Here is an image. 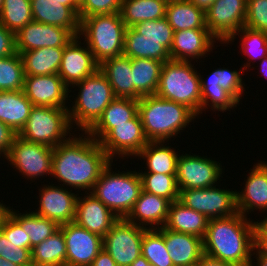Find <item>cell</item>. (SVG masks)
Segmentation results:
<instances>
[{
    "label": "cell",
    "instance_id": "1",
    "mask_svg": "<svg viewBox=\"0 0 267 266\" xmlns=\"http://www.w3.org/2000/svg\"><path fill=\"white\" fill-rule=\"evenodd\" d=\"M78 134L53 149L51 176L63 182L60 186L87 193L112 160L87 132Z\"/></svg>",
    "mask_w": 267,
    "mask_h": 266
},
{
    "label": "cell",
    "instance_id": "2",
    "mask_svg": "<svg viewBox=\"0 0 267 266\" xmlns=\"http://www.w3.org/2000/svg\"><path fill=\"white\" fill-rule=\"evenodd\" d=\"M254 249V222L239 212L208 221L203 238L204 254L231 263L249 266Z\"/></svg>",
    "mask_w": 267,
    "mask_h": 266
},
{
    "label": "cell",
    "instance_id": "3",
    "mask_svg": "<svg viewBox=\"0 0 267 266\" xmlns=\"http://www.w3.org/2000/svg\"><path fill=\"white\" fill-rule=\"evenodd\" d=\"M138 113L148 141L169 142L197 117L186 105L156 95L141 97L138 100Z\"/></svg>",
    "mask_w": 267,
    "mask_h": 266
},
{
    "label": "cell",
    "instance_id": "4",
    "mask_svg": "<svg viewBox=\"0 0 267 266\" xmlns=\"http://www.w3.org/2000/svg\"><path fill=\"white\" fill-rule=\"evenodd\" d=\"M78 87V94L68 104L72 128L87 132L102 116L105 108L116 98L106 76L98 69L94 74L72 86ZM74 124V125H73Z\"/></svg>",
    "mask_w": 267,
    "mask_h": 266
},
{
    "label": "cell",
    "instance_id": "5",
    "mask_svg": "<svg viewBox=\"0 0 267 266\" xmlns=\"http://www.w3.org/2000/svg\"><path fill=\"white\" fill-rule=\"evenodd\" d=\"M112 164L113 161L102 171L90 193L118 218H126L142 191L141 178L136 169L112 171Z\"/></svg>",
    "mask_w": 267,
    "mask_h": 266
},
{
    "label": "cell",
    "instance_id": "6",
    "mask_svg": "<svg viewBox=\"0 0 267 266\" xmlns=\"http://www.w3.org/2000/svg\"><path fill=\"white\" fill-rule=\"evenodd\" d=\"M193 66L191 61L164 62L155 95L186 105L198 117L201 114V78Z\"/></svg>",
    "mask_w": 267,
    "mask_h": 266
},
{
    "label": "cell",
    "instance_id": "7",
    "mask_svg": "<svg viewBox=\"0 0 267 266\" xmlns=\"http://www.w3.org/2000/svg\"><path fill=\"white\" fill-rule=\"evenodd\" d=\"M126 25L120 13L92 15L80 21L79 36L100 64L108 58L123 55Z\"/></svg>",
    "mask_w": 267,
    "mask_h": 266
},
{
    "label": "cell",
    "instance_id": "8",
    "mask_svg": "<svg viewBox=\"0 0 267 266\" xmlns=\"http://www.w3.org/2000/svg\"><path fill=\"white\" fill-rule=\"evenodd\" d=\"M72 129L68 108L33 106L18 136L33 143L55 148L74 134L70 133Z\"/></svg>",
    "mask_w": 267,
    "mask_h": 266
},
{
    "label": "cell",
    "instance_id": "9",
    "mask_svg": "<svg viewBox=\"0 0 267 266\" xmlns=\"http://www.w3.org/2000/svg\"><path fill=\"white\" fill-rule=\"evenodd\" d=\"M244 68L230 70L228 68H218L211 72L210 76L204 80L200 74L201 84V114L206 109L216 111H231L239 106L242 94L245 91V83L242 78ZM210 102V104H209Z\"/></svg>",
    "mask_w": 267,
    "mask_h": 266
},
{
    "label": "cell",
    "instance_id": "10",
    "mask_svg": "<svg viewBox=\"0 0 267 266\" xmlns=\"http://www.w3.org/2000/svg\"><path fill=\"white\" fill-rule=\"evenodd\" d=\"M215 186L203 189L179 190V201L185 206L200 212L209 220L224 218L238 213L237 190Z\"/></svg>",
    "mask_w": 267,
    "mask_h": 266
},
{
    "label": "cell",
    "instance_id": "11",
    "mask_svg": "<svg viewBox=\"0 0 267 266\" xmlns=\"http://www.w3.org/2000/svg\"><path fill=\"white\" fill-rule=\"evenodd\" d=\"M53 149L47 145L27 141L17 135L6 160L25 179L33 181L43 175L51 176Z\"/></svg>",
    "mask_w": 267,
    "mask_h": 266
},
{
    "label": "cell",
    "instance_id": "12",
    "mask_svg": "<svg viewBox=\"0 0 267 266\" xmlns=\"http://www.w3.org/2000/svg\"><path fill=\"white\" fill-rule=\"evenodd\" d=\"M145 230L126 218H119L103 237V249L108 252L117 266H129L141 255Z\"/></svg>",
    "mask_w": 267,
    "mask_h": 266
},
{
    "label": "cell",
    "instance_id": "13",
    "mask_svg": "<svg viewBox=\"0 0 267 266\" xmlns=\"http://www.w3.org/2000/svg\"><path fill=\"white\" fill-rule=\"evenodd\" d=\"M189 154L179 153L177 159L176 179L179 190L203 189L217 185L224 170L221 163L207 156L191 155V152Z\"/></svg>",
    "mask_w": 267,
    "mask_h": 266
},
{
    "label": "cell",
    "instance_id": "14",
    "mask_svg": "<svg viewBox=\"0 0 267 266\" xmlns=\"http://www.w3.org/2000/svg\"><path fill=\"white\" fill-rule=\"evenodd\" d=\"M247 0H215L206 11V27L221 44L245 26Z\"/></svg>",
    "mask_w": 267,
    "mask_h": 266
},
{
    "label": "cell",
    "instance_id": "15",
    "mask_svg": "<svg viewBox=\"0 0 267 266\" xmlns=\"http://www.w3.org/2000/svg\"><path fill=\"white\" fill-rule=\"evenodd\" d=\"M139 113L131 120L112 128L100 141L102 149L113 161L114 157L128 159L135 156L147 145Z\"/></svg>",
    "mask_w": 267,
    "mask_h": 266
},
{
    "label": "cell",
    "instance_id": "16",
    "mask_svg": "<svg viewBox=\"0 0 267 266\" xmlns=\"http://www.w3.org/2000/svg\"><path fill=\"white\" fill-rule=\"evenodd\" d=\"M66 243L65 266H90L103 249V238L75 222L62 224Z\"/></svg>",
    "mask_w": 267,
    "mask_h": 266
},
{
    "label": "cell",
    "instance_id": "17",
    "mask_svg": "<svg viewBox=\"0 0 267 266\" xmlns=\"http://www.w3.org/2000/svg\"><path fill=\"white\" fill-rule=\"evenodd\" d=\"M59 186V187H58ZM42 185L39 189V207L35 214L55 221L59 226L74 222L78 193L63 186ZM69 189V191H68Z\"/></svg>",
    "mask_w": 267,
    "mask_h": 266
},
{
    "label": "cell",
    "instance_id": "18",
    "mask_svg": "<svg viewBox=\"0 0 267 266\" xmlns=\"http://www.w3.org/2000/svg\"><path fill=\"white\" fill-rule=\"evenodd\" d=\"M69 89L58 74L24 77L23 92L33 106L68 108Z\"/></svg>",
    "mask_w": 267,
    "mask_h": 266
},
{
    "label": "cell",
    "instance_id": "19",
    "mask_svg": "<svg viewBox=\"0 0 267 266\" xmlns=\"http://www.w3.org/2000/svg\"><path fill=\"white\" fill-rule=\"evenodd\" d=\"M84 43H81L80 36H76L64 47L58 75L68 87L84 80L99 69V63Z\"/></svg>",
    "mask_w": 267,
    "mask_h": 266
},
{
    "label": "cell",
    "instance_id": "20",
    "mask_svg": "<svg viewBox=\"0 0 267 266\" xmlns=\"http://www.w3.org/2000/svg\"><path fill=\"white\" fill-rule=\"evenodd\" d=\"M74 36L65 28L31 21L15 34L18 53L42 47L64 48Z\"/></svg>",
    "mask_w": 267,
    "mask_h": 266
},
{
    "label": "cell",
    "instance_id": "21",
    "mask_svg": "<svg viewBox=\"0 0 267 266\" xmlns=\"http://www.w3.org/2000/svg\"><path fill=\"white\" fill-rule=\"evenodd\" d=\"M82 196L78 193L74 222L103 238L119 218L90 192Z\"/></svg>",
    "mask_w": 267,
    "mask_h": 266
},
{
    "label": "cell",
    "instance_id": "22",
    "mask_svg": "<svg viewBox=\"0 0 267 266\" xmlns=\"http://www.w3.org/2000/svg\"><path fill=\"white\" fill-rule=\"evenodd\" d=\"M217 39L209 29H186L174 31L172 47L169 51L171 60L193 61L206 58L214 48Z\"/></svg>",
    "mask_w": 267,
    "mask_h": 266
},
{
    "label": "cell",
    "instance_id": "23",
    "mask_svg": "<svg viewBox=\"0 0 267 266\" xmlns=\"http://www.w3.org/2000/svg\"><path fill=\"white\" fill-rule=\"evenodd\" d=\"M248 173L244 189L236 192L238 212L246 217L257 209L267 212V162L258 161Z\"/></svg>",
    "mask_w": 267,
    "mask_h": 266
},
{
    "label": "cell",
    "instance_id": "24",
    "mask_svg": "<svg viewBox=\"0 0 267 266\" xmlns=\"http://www.w3.org/2000/svg\"><path fill=\"white\" fill-rule=\"evenodd\" d=\"M170 204L168 199L142 190L126 219L145 229H159L166 224Z\"/></svg>",
    "mask_w": 267,
    "mask_h": 266
},
{
    "label": "cell",
    "instance_id": "25",
    "mask_svg": "<svg viewBox=\"0 0 267 266\" xmlns=\"http://www.w3.org/2000/svg\"><path fill=\"white\" fill-rule=\"evenodd\" d=\"M164 236L166 249L174 266H196L204 254L203 239L197 236L169 230L158 229Z\"/></svg>",
    "mask_w": 267,
    "mask_h": 266
},
{
    "label": "cell",
    "instance_id": "26",
    "mask_svg": "<svg viewBox=\"0 0 267 266\" xmlns=\"http://www.w3.org/2000/svg\"><path fill=\"white\" fill-rule=\"evenodd\" d=\"M32 16L36 22L67 29L74 37L79 36L80 20L69 7L58 0H31Z\"/></svg>",
    "mask_w": 267,
    "mask_h": 266
},
{
    "label": "cell",
    "instance_id": "27",
    "mask_svg": "<svg viewBox=\"0 0 267 266\" xmlns=\"http://www.w3.org/2000/svg\"><path fill=\"white\" fill-rule=\"evenodd\" d=\"M138 114V100L115 98L87 133L98 142L117 125L126 123Z\"/></svg>",
    "mask_w": 267,
    "mask_h": 266
},
{
    "label": "cell",
    "instance_id": "28",
    "mask_svg": "<svg viewBox=\"0 0 267 266\" xmlns=\"http://www.w3.org/2000/svg\"><path fill=\"white\" fill-rule=\"evenodd\" d=\"M99 69L108 79L116 98L134 99L131 58L121 55L105 59Z\"/></svg>",
    "mask_w": 267,
    "mask_h": 266
},
{
    "label": "cell",
    "instance_id": "29",
    "mask_svg": "<svg viewBox=\"0 0 267 266\" xmlns=\"http://www.w3.org/2000/svg\"><path fill=\"white\" fill-rule=\"evenodd\" d=\"M208 221L209 219L205 215L176 200L170 204L168 218L164 227L203 239L207 231Z\"/></svg>",
    "mask_w": 267,
    "mask_h": 266
},
{
    "label": "cell",
    "instance_id": "30",
    "mask_svg": "<svg viewBox=\"0 0 267 266\" xmlns=\"http://www.w3.org/2000/svg\"><path fill=\"white\" fill-rule=\"evenodd\" d=\"M32 107L23 90L0 91V121L17 134L25 126Z\"/></svg>",
    "mask_w": 267,
    "mask_h": 266
},
{
    "label": "cell",
    "instance_id": "31",
    "mask_svg": "<svg viewBox=\"0 0 267 266\" xmlns=\"http://www.w3.org/2000/svg\"><path fill=\"white\" fill-rule=\"evenodd\" d=\"M166 143V144H165ZM168 141H149L147 145L136 155L146 160L147 171L139 170V173H159L176 175L178 152L167 145ZM165 144V145H164ZM171 147V148H170Z\"/></svg>",
    "mask_w": 267,
    "mask_h": 266
},
{
    "label": "cell",
    "instance_id": "32",
    "mask_svg": "<svg viewBox=\"0 0 267 266\" xmlns=\"http://www.w3.org/2000/svg\"><path fill=\"white\" fill-rule=\"evenodd\" d=\"M64 48L42 47L19 53L25 76L58 74Z\"/></svg>",
    "mask_w": 267,
    "mask_h": 266
},
{
    "label": "cell",
    "instance_id": "33",
    "mask_svg": "<svg viewBox=\"0 0 267 266\" xmlns=\"http://www.w3.org/2000/svg\"><path fill=\"white\" fill-rule=\"evenodd\" d=\"M162 65L163 62L150 58L131 59L135 100L156 94Z\"/></svg>",
    "mask_w": 267,
    "mask_h": 266
},
{
    "label": "cell",
    "instance_id": "34",
    "mask_svg": "<svg viewBox=\"0 0 267 266\" xmlns=\"http://www.w3.org/2000/svg\"><path fill=\"white\" fill-rule=\"evenodd\" d=\"M165 18L174 31L208 29L205 12L188 0L168 2Z\"/></svg>",
    "mask_w": 267,
    "mask_h": 266
},
{
    "label": "cell",
    "instance_id": "35",
    "mask_svg": "<svg viewBox=\"0 0 267 266\" xmlns=\"http://www.w3.org/2000/svg\"><path fill=\"white\" fill-rule=\"evenodd\" d=\"M123 55L131 59L150 58L163 63L171 60L165 48V40L144 39L132 27H128L125 32Z\"/></svg>",
    "mask_w": 267,
    "mask_h": 266
},
{
    "label": "cell",
    "instance_id": "36",
    "mask_svg": "<svg viewBox=\"0 0 267 266\" xmlns=\"http://www.w3.org/2000/svg\"><path fill=\"white\" fill-rule=\"evenodd\" d=\"M166 6L164 0H122L119 13L128 28L143 21L164 18Z\"/></svg>",
    "mask_w": 267,
    "mask_h": 266
},
{
    "label": "cell",
    "instance_id": "37",
    "mask_svg": "<svg viewBox=\"0 0 267 266\" xmlns=\"http://www.w3.org/2000/svg\"><path fill=\"white\" fill-rule=\"evenodd\" d=\"M66 243L59 228L47 239L32 247L31 262L33 266H65Z\"/></svg>",
    "mask_w": 267,
    "mask_h": 266
},
{
    "label": "cell",
    "instance_id": "38",
    "mask_svg": "<svg viewBox=\"0 0 267 266\" xmlns=\"http://www.w3.org/2000/svg\"><path fill=\"white\" fill-rule=\"evenodd\" d=\"M9 214L29 235L30 251L32 247L41 243L59 229V225L55 221L39 216L33 211L28 213L26 210V213H19V211L17 212L15 209L13 210V207L12 209L10 207Z\"/></svg>",
    "mask_w": 267,
    "mask_h": 266
},
{
    "label": "cell",
    "instance_id": "39",
    "mask_svg": "<svg viewBox=\"0 0 267 266\" xmlns=\"http://www.w3.org/2000/svg\"><path fill=\"white\" fill-rule=\"evenodd\" d=\"M241 37V53L249 56L247 63L243 64L244 70H247L251 65V60L259 58L260 60L267 56V33L249 28L247 26L242 27L238 30L225 44L234 42L237 38L236 36ZM251 59V60H250Z\"/></svg>",
    "mask_w": 267,
    "mask_h": 266
},
{
    "label": "cell",
    "instance_id": "40",
    "mask_svg": "<svg viewBox=\"0 0 267 266\" xmlns=\"http://www.w3.org/2000/svg\"><path fill=\"white\" fill-rule=\"evenodd\" d=\"M33 21L31 0H3L0 24L16 34Z\"/></svg>",
    "mask_w": 267,
    "mask_h": 266
},
{
    "label": "cell",
    "instance_id": "41",
    "mask_svg": "<svg viewBox=\"0 0 267 266\" xmlns=\"http://www.w3.org/2000/svg\"><path fill=\"white\" fill-rule=\"evenodd\" d=\"M141 254L154 266H174L166 249L164 236L158 229H146Z\"/></svg>",
    "mask_w": 267,
    "mask_h": 266
},
{
    "label": "cell",
    "instance_id": "42",
    "mask_svg": "<svg viewBox=\"0 0 267 266\" xmlns=\"http://www.w3.org/2000/svg\"><path fill=\"white\" fill-rule=\"evenodd\" d=\"M142 190L168 199L171 203L179 200L176 175L139 173Z\"/></svg>",
    "mask_w": 267,
    "mask_h": 266
},
{
    "label": "cell",
    "instance_id": "43",
    "mask_svg": "<svg viewBox=\"0 0 267 266\" xmlns=\"http://www.w3.org/2000/svg\"><path fill=\"white\" fill-rule=\"evenodd\" d=\"M24 68L18 52L0 58V91H19L24 88Z\"/></svg>",
    "mask_w": 267,
    "mask_h": 266
},
{
    "label": "cell",
    "instance_id": "44",
    "mask_svg": "<svg viewBox=\"0 0 267 266\" xmlns=\"http://www.w3.org/2000/svg\"><path fill=\"white\" fill-rule=\"evenodd\" d=\"M132 28L144 39L165 40V48L170 51L174 30L165 17L159 20L143 21Z\"/></svg>",
    "mask_w": 267,
    "mask_h": 266
},
{
    "label": "cell",
    "instance_id": "45",
    "mask_svg": "<svg viewBox=\"0 0 267 266\" xmlns=\"http://www.w3.org/2000/svg\"><path fill=\"white\" fill-rule=\"evenodd\" d=\"M122 0H82L79 7V20L92 15L119 13Z\"/></svg>",
    "mask_w": 267,
    "mask_h": 266
},
{
    "label": "cell",
    "instance_id": "46",
    "mask_svg": "<svg viewBox=\"0 0 267 266\" xmlns=\"http://www.w3.org/2000/svg\"><path fill=\"white\" fill-rule=\"evenodd\" d=\"M0 257L19 266H33L31 251L28 248H20L10 242L0 231Z\"/></svg>",
    "mask_w": 267,
    "mask_h": 266
},
{
    "label": "cell",
    "instance_id": "47",
    "mask_svg": "<svg viewBox=\"0 0 267 266\" xmlns=\"http://www.w3.org/2000/svg\"><path fill=\"white\" fill-rule=\"evenodd\" d=\"M245 26L267 33V0H247Z\"/></svg>",
    "mask_w": 267,
    "mask_h": 266
},
{
    "label": "cell",
    "instance_id": "48",
    "mask_svg": "<svg viewBox=\"0 0 267 266\" xmlns=\"http://www.w3.org/2000/svg\"><path fill=\"white\" fill-rule=\"evenodd\" d=\"M0 231L10 242L16 244V246L20 248H28L30 250L29 235L10 214L5 217L0 226Z\"/></svg>",
    "mask_w": 267,
    "mask_h": 266
},
{
    "label": "cell",
    "instance_id": "49",
    "mask_svg": "<svg viewBox=\"0 0 267 266\" xmlns=\"http://www.w3.org/2000/svg\"><path fill=\"white\" fill-rule=\"evenodd\" d=\"M15 53V34L0 24V58L12 56Z\"/></svg>",
    "mask_w": 267,
    "mask_h": 266
},
{
    "label": "cell",
    "instance_id": "50",
    "mask_svg": "<svg viewBox=\"0 0 267 266\" xmlns=\"http://www.w3.org/2000/svg\"><path fill=\"white\" fill-rule=\"evenodd\" d=\"M18 134L8 125L0 121V148L8 154Z\"/></svg>",
    "mask_w": 267,
    "mask_h": 266
},
{
    "label": "cell",
    "instance_id": "51",
    "mask_svg": "<svg viewBox=\"0 0 267 266\" xmlns=\"http://www.w3.org/2000/svg\"><path fill=\"white\" fill-rule=\"evenodd\" d=\"M90 266H117L105 249H102Z\"/></svg>",
    "mask_w": 267,
    "mask_h": 266
},
{
    "label": "cell",
    "instance_id": "52",
    "mask_svg": "<svg viewBox=\"0 0 267 266\" xmlns=\"http://www.w3.org/2000/svg\"><path fill=\"white\" fill-rule=\"evenodd\" d=\"M196 266H235V265L203 254L199 259V261L197 262Z\"/></svg>",
    "mask_w": 267,
    "mask_h": 266
},
{
    "label": "cell",
    "instance_id": "53",
    "mask_svg": "<svg viewBox=\"0 0 267 266\" xmlns=\"http://www.w3.org/2000/svg\"><path fill=\"white\" fill-rule=\"evenodd\" d=\"M263 220L254 221V238H267V215Z\"/></svg>",
    "mask_w": 267,
    "mask_h": 266
},
{
    "label": "cell",
    "instance_id": "54",
    "mask_svg": "<svg viewBox=\"0 0 267 266\" xmlns=\"http://www.w3.org/2000/svg\"><path fill=\"white\" fill-rule=\"evenodd\" d=\"M254 249L267 257V238H254Z\"/></svg>",
    "mask_w": 267,
    "mask_h": 266
},
{
    "label": "cell",
    "instance_id": "55",
    "mask_svg": "<svg viewBox=\"0 0 267 266\" xmlns=\"http://www.w3.org/2000/svg\"><path fill=\"white\" fill-rule=\"evenodd\" d=\"M188 1L194 4L196 7H199L206 13V11L211 7V5L214 3L215 0H188Z\"/></svg>",
    "mask_w": 267,
    "mask_h": 266
},
{
    "label": "cell",
    "instance_id": "56",
    "mask_svg": "<svg viewBox=\"0 0 267 266\" xmlns=\"http://www.w3.org/2000/svg\"><path fill=\"white\" fill-rule=\"evenodd\" d=\"M253 255H256L254 257H251V258H255L257 263L256 262H250V265L249 266H255V263H256V266H267V257L266 256H263V255H260L255 249H253L252 251V256Z\"/></svg>",
    "mask_w": 267,
    "mask_h": 266
},
{
    "label": "cell",
    "instance_id": "57",
    "mask_svg": "<svg viewBox=\"0 0 267 266\" xmlns=\"http://www.w3.org/2000/svg\"><path fill=\"white\" fill-rule=\"evenodd\" d=\"M58 1H60V4L69 6L79 17V7H80L79 0H58Z\"/></svg>",
    "mask_w": 267,
    "mask_h": 266
},
{
    "label": "cell",
    "instance_id": "58",
    "mask_svg": "<svg viewBox=\"0 0 267 266\" xmlns=\"http://www.w3.org/2000/svg\"><path fill=\"white\" fill-rule=\"evenodd\" d=\"M7 205L5 203H1L0 202V226L3 223L5 217L9 214V205L6 207Z\"/></svg>",
    "mask_w": 267,
    "mask_h": 266
},
{
    "label": "cell",
    "instance_id": "59",
    "mask_svg": "<svg viewBox=\"0 0 267 266\" xmlns=\"http://www.w3.org/2000/svg\"><path fill=\"white\" fill-rule=\"evenodd\" d=\"M148 260L141 254L129 266H148Z\"/></svg>",
    "mask_w": 267,
    "mask_h": 266
},
{
    "label": "cell",
    "instance_id": "60",
    "mask_svg": "<svg viewBox=\"0 0 267 266\" xmlns=\"http://www.w3.org/2000/svg\"><path fill=\"white\" fill-rule=\"evenodd\" d=\"M260 62V72H262V75H264L267 78V56L263 59L259 60Z\"/></svg>",
    "mask_w": 267,
    "mask_h": 266
},
{
    "label": "cell",
    "instance_id": "61",
    "mask_svg": "<svg viewBox=\"0 0 267 266\" xmlns=\"http://www.w3.org/2000/svg\"><path fill=\"white\" fill-rule=\"evenodd\" d=\"M0 266H19L17 264H14L11 261H8L6 259H3L2 257H0Z\"/></svg>",
    "mask_w": 267,
    "mask_h": 266
},
{
    "label": "cell",
    "instance_id": "62",
    "mask_svg": "<svg viewBox=\"0 0 267 266\" xmlns=\"http://www.w3.org/2000/svg\"><path fill=\"white\" fill-rule=\"evenodd\" d=\"M1 156L2 158L4 157L5 159H7V154L0 148V158Z\"/></svg>",
    "mask_w": 267,
    "mask_h": 266
},
{
    "label": "cell",
    "instance_id": "63",
    "mask_svg": "<svg viewBox=\"0 0 267 266\" xmlns=\"http://www.w3.org/2000/svg\"><path fill=\"white\" fill-rule=\"evenodd\" d=\"M2 5H3V0H0V11L2 9Z\"/></svg>",
    "mask_w": 267,
    "mask_h": 266
},
{
    "label": "cell",
    "instance_id": "64",
    "mask_svg": "<svg viewBox=\"0 0 267 266\" xmlns=\"http://www.w3.org/2000/svg\"><path fill=\"white\" fill-rule=\"evenodd\" d=\"M164 1L168 3V2L177 1V0H164Z\"/></svg>",
    "mask_w": 267,
    "mask_h": 266
},
{
    "label": "cell",
    "instance_id": "65",
    "mask_svg": "<svg viewBox=\"0 0 267 266\" xmlns=\"http://www.w3.org/2000/svg\"><path fill=\"white\" fill-rule=\"evenodd\" d=\"M148 266H154L152 263L148 262Z\"/></svg>",
    "mask_w": 267,
    "mask_h": 266
}]
</instances>
